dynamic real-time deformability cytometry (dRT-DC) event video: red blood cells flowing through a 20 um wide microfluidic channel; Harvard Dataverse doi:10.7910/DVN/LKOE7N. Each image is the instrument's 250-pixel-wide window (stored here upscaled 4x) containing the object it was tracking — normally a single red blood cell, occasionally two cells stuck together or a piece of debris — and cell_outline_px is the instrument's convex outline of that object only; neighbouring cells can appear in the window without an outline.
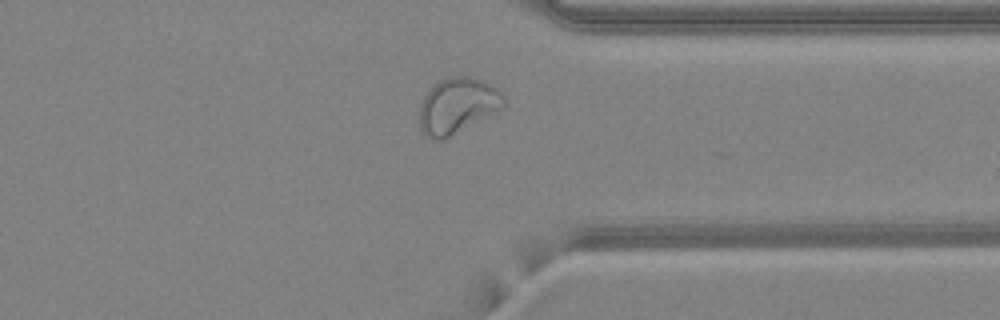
{"species": "common noctule bat (a hibernating species)", "species_latin": "Nyctalus noctula", "temperature_condition": "warm", "stored_images_in_passage": 41, "camera_frame_rate_fps": 3000, "um_per_image_px": 0.085, "animal": {"sex": "female", "body_mass_g": 24.6, "forearm_length_mm": 56.2}, "frame": {"image": 1, "passage_image": 30, "time_ms": 9.667, "image_size_px": [1000, 320], "cell_outline_px": [[508, 104], [444, 140], [432, 140], [424, 136], [420, 128], [420, 104], [424, 96], [432, 84], [448, 76], [472, 76], [484, 80], [496, 88], [504, 96]], "centroid_in_image_um": [38.86, 8.97], "position_along_channel_um": 372.5, "area_um2": 27.57}, "authors_computed_cell_mechanics": {"area_um2": 26.8192, "velocity_mm_per_s": 4.2186, "shape_relaxation_time_tau1_ms": null, "shape_relaxation_time_tau2_ms": 1.1898, "deformation_change_tau1": null, "deformation_change_tau2": 0.0728}}